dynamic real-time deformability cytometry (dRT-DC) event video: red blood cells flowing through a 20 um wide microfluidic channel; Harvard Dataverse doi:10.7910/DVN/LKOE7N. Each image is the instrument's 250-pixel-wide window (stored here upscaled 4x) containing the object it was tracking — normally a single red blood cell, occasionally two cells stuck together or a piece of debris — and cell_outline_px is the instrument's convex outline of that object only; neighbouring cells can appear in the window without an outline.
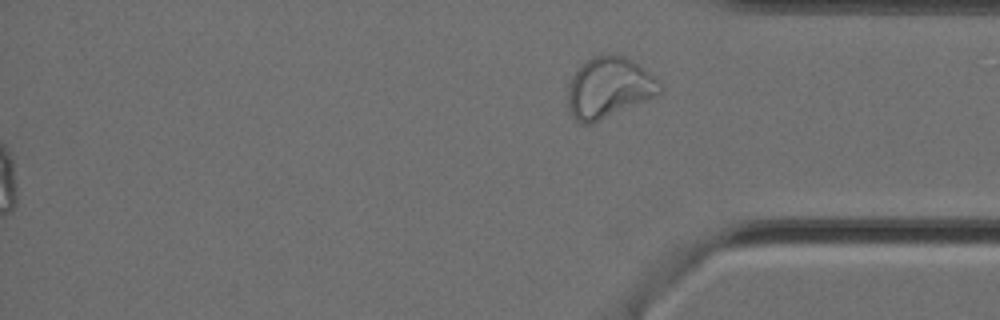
{"species": "Egyptian fruit bat (a non-hibernating species)", "species_latin": "Rousettus aegyptiacus", "temperature_condition": "cold", "stored_images_in_passage": 15, "segment_of_instrument_passage": [2, 2], "camera_frame_rate_fps": 3000, "um_per_image_px": 0.085, "animal": {"sex": "female"}, "frame": {"image": 1, "passage_image": 15, "time_ms": 4.667, "image_size_px": [1000, 320], "cell_outline_px": [[664, 88], [656, 96], [592, 124], [584, 124], [576, 120], [572, 116], [568, 108], [568, 84], [572, 76], [580, 64], [592, 56], [612, 52], [624, 56], [632, 60], [648, 72]], "centroid_in_image_um": [51.72, 7.43], "position_along_channel_um": 383.5, "area_um2": 32.77}}